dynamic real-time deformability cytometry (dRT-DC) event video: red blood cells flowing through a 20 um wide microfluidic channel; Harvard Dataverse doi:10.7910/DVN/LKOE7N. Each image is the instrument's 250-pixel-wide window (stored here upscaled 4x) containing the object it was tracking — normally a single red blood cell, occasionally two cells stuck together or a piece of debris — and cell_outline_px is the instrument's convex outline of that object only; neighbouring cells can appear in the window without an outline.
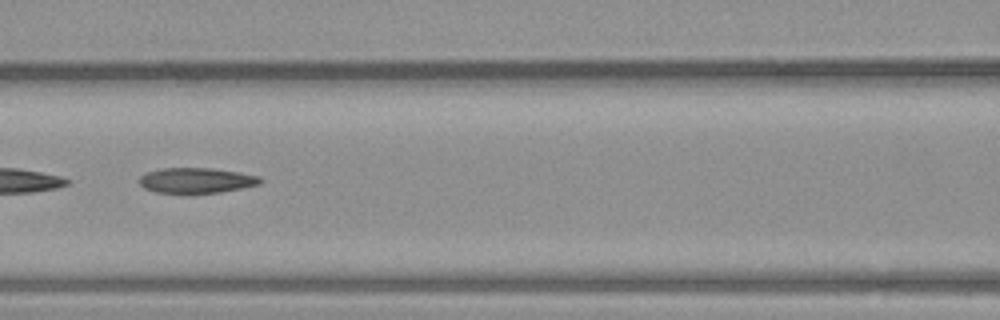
{"species": "common noctule bat (a hibernating species)", "species_latin": "Nyctalus noctula", "temperature_condition": "warm", "stored_images_in_passage": 40, "camera_frame_rate_fps": 3000, "um_per_image_px": 0.085, "animal": {"sex": "male", "body_mass_g": 23.1, "forearm_length_mm": 52.7}, "frame": {"image": 1, "passage_image": 18, "time_ms": 5.667, "image_size_px": [1000, 320], "cell_outline_px": [[264, 180], [260, 184], [220, 192], [156, 192], [144, 188], [140, 184], [140, 176], [148, 172], [160, 168], [212, 168], [240, 172], [260, 176]], "centroid_in_image_um": [16.73, 15.31], "position_along_channel_um": 149.9, "area_um2": 17.63}}
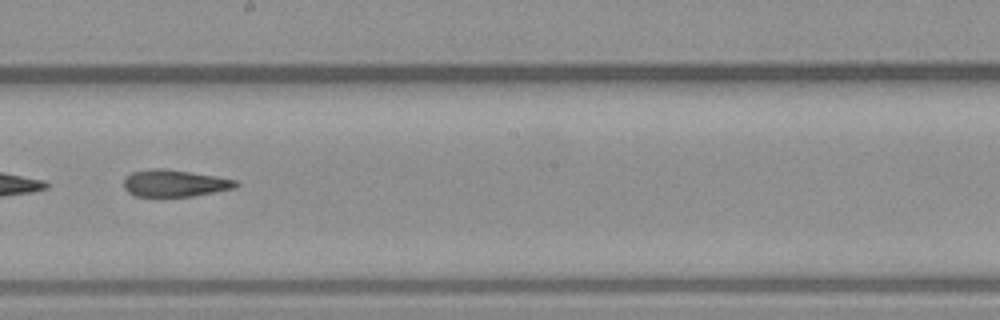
{"frame": {"image": 2, "passage_image": 23, "time_ms": 7.333, "image_size_px": [1000, 320], "cell_outline_px": [[240, 184], [236, 188], [192, 196], [136, 196], [128, 192], [124, 188], [124, 180], [132, 172], [152, 168], [164, 168], [216, 176], [236, 180]], "centroid_in_image_um": [14.86, 15.57], "position_along_channel_um": 233.3, "area_um2": 17.51}}